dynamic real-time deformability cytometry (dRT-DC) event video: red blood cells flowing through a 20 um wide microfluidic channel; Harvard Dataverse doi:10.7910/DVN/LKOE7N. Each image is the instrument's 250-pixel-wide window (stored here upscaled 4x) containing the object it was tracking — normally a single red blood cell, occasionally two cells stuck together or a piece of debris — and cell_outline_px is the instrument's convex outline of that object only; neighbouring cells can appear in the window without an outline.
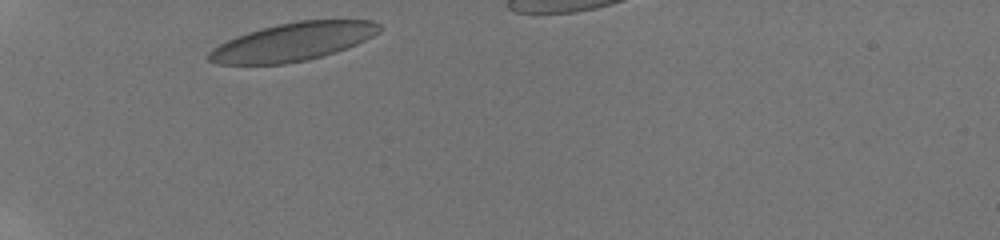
{"species": "human", "species_latin": "Homo sapiens", "temperature_condition": "room temperature", "stored_images_in_passage": 29, "camera_frame_rate_fps": 3000, "um_per_image_px": 0.085, "donor": {"sex": "male"}, "frame": {"image": 1, "passage_image": 1, "time_ms": 0.0, "image_size_px": [1000, 240], "cell_outline_px": [[384, 28], [380, 32], [356, 44], [336, 52], [308, 60], [284, 64], [216, 64], [208, 60], [208, 52], [212, 48], [236, 36], [260, 28], [296, 20], [372, 20], [380, 24]], "centroid_in_image_um": [24.91, 3.55], "position_along_channel_um": 60.1, "area_um2": 37.97}}
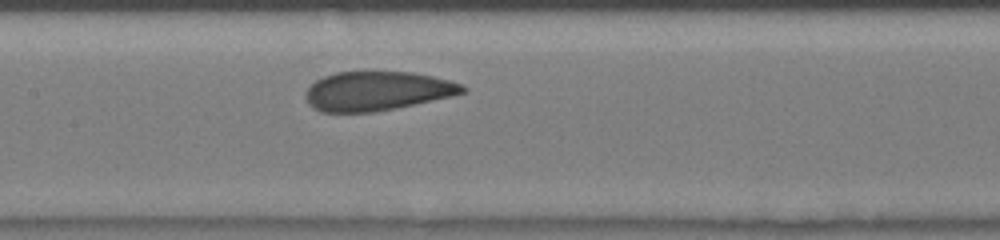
{"frame": {"image": 2, "passage_image": 11, "time_ms": 3.333, "image_size_px": [1000, 240], "cell_outline_px": [[468, 92], [452, 96], [396, 108], [376, 112], [320, 112], [312, 108], [308, 104], [304, 96], [304, 92], [316, 80], [324, 76], [336, 72], [412, 72], [432, 76], [464, 84], [468, 88]], "centroid_in_image_um": [32.06, 7.74], "position_along_channel_um": 175.3, "area_um2": 36.07}}
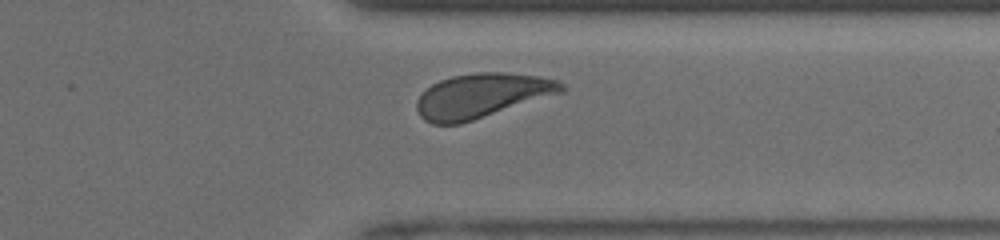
{"frame": {"image": 3, "passage_image": 25, "time_ms": 8.0, "image_size_px": [1000, 240], "cell_outline_px": [[564, 92], [460, 124], [432, 124], [424, 120], [420, 116], [416, 108], [416, 100], [432, 84], [440, 80], [452, 76], [476, 72], [508, 72], [540, 76], [560, 80], [564, 84]], "centroid_in_image_um": [40.97, 8.12], "position_along_channel_um": 370.4, "area_um2": 37.57}, "authors_computed_cell_mechanics": {"area_um2": 36.8764, "velocity_mm_per_s": 4.1728, "shape_relaxation_time_tau1_ms": 2.8007, "shape_relaxation_time_tau2_ms": 0.8894, "deformation_change_tau1": 0.1057, "deformation_change_tau2": 0.0818}}